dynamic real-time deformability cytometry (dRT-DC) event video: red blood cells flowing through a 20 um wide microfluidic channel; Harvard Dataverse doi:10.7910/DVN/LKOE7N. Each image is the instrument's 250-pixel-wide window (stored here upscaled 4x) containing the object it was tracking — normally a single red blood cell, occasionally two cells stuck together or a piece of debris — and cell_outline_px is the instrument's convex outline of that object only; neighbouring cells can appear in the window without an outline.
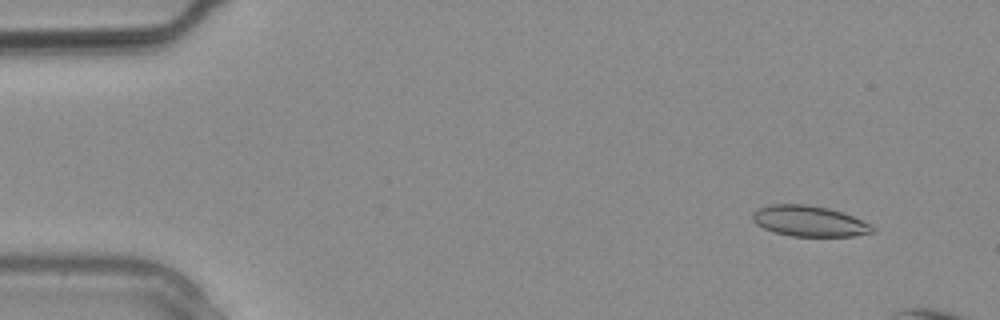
{"species": "common noctule bat (a hibernating species)", "species_latin": "Nyctalus noctula", "temperature_condition": "warm", "stored_images_in_passage": 7, "camera_frame_rate_fps": 3000, "um_per_image_px": 0.085, "animal": {"sex": "male", "body_mass_g": 20.4}, "frame": {"image": 1, "passage_image": 3, "time_ms": 0.667, "image_size_px": [1000, 320], "cell_outline_px": [[876, 228], [872, 232], [852, 236], [792, 236], [776, 232], [764, 228], [756, 224], [752, 220], [752, 212], [756, 208], [768, 204], [808, 204], [828, 208], [852, 216], [872, 224]], "centroid_in_image_um": [68.75, 18.78], "position_along_channel_um": 16.2, "area_um2": 21.5}}